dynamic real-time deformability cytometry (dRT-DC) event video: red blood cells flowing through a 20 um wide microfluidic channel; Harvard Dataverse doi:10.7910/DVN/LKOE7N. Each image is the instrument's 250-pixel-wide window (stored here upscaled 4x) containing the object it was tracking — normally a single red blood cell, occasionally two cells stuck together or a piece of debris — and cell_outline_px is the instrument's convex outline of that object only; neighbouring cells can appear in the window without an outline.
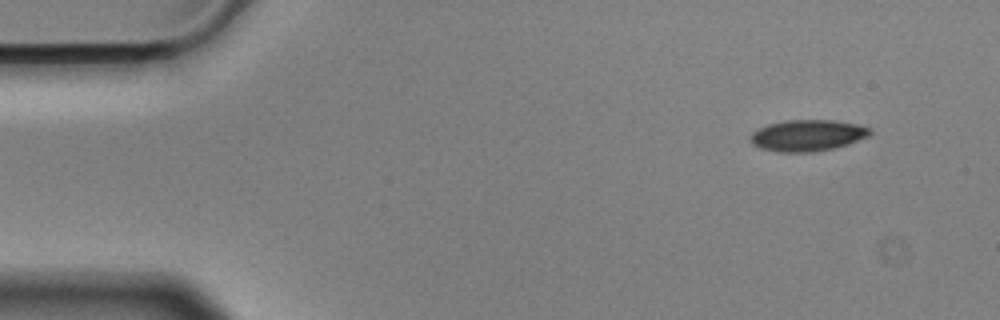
{"species": "Egyptian fruit bat (a non-hibernating species)", "species_latin": "Rousettus aegyptiacus", "temperature_condition": "cold", "stored_images_in_passage": 5, "camera_frame_rate_fps": 3000, "um_per_image_px": 0.085, "animal": {"sex": "male"}, "frame": {"image": 1, "passage_image": 1, "time_ms": 0.0, "image_size_px": [1000, 320], "cell_outline_px": [[872, 132], [868, 136], [832, 148], [812, 152], [780, 152], [760, 148], [752, 144], [748, 140], [748, 136], [752, 132], [768, 124], [784, 120], [836, 120], [860, 124], [872, 128]], "centroid_in_image_um": [68.6, 11.49], "position_along_channel_um": 16.4, "area_um2": 21.91}}